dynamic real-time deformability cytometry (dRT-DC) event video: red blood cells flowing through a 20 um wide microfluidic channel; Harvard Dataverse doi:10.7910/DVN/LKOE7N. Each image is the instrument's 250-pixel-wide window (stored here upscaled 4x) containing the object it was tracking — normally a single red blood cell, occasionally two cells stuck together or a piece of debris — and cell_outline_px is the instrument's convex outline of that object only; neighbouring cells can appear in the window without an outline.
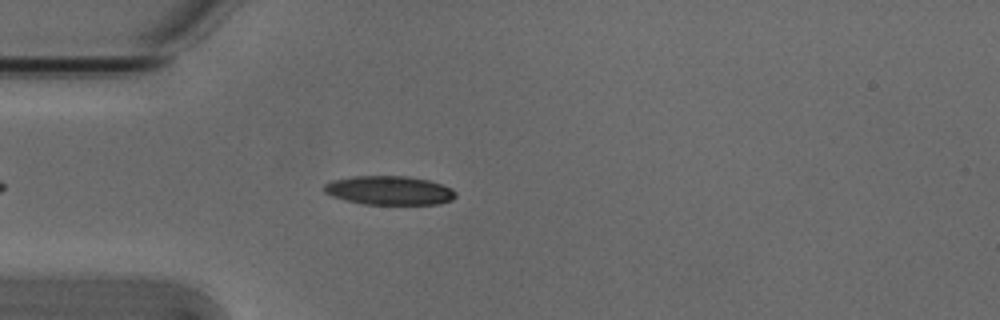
{"species": "Egyptian fruit bat (a non-hibernating species)", "species_latin": "Rousettus aegyptiacus", "temperature_condition": "cold", "stored_images_in_passage": 4, "camera_frame_rate_fps": 3000, "um_per_image_px": 0.085, "animal": {"sex": "male"}, "frame": {"image": 1, "passage_image": 4, "time_ms": 1.0, "image_size_px": [1000, 320], "cell_outline_px": [[456, 196], [452, 200], [440, 204], [364, 204], [344, 200], [332, 196], [324, 192], [324, 184], [332, 180], [352, 176], [408, 176], [428, 180], [452, 188], [456, 192]], "centroid_in_image_um": [33.08, 16.18], "position_along_channel_um": 51.9, "area_um2": 22.25}}